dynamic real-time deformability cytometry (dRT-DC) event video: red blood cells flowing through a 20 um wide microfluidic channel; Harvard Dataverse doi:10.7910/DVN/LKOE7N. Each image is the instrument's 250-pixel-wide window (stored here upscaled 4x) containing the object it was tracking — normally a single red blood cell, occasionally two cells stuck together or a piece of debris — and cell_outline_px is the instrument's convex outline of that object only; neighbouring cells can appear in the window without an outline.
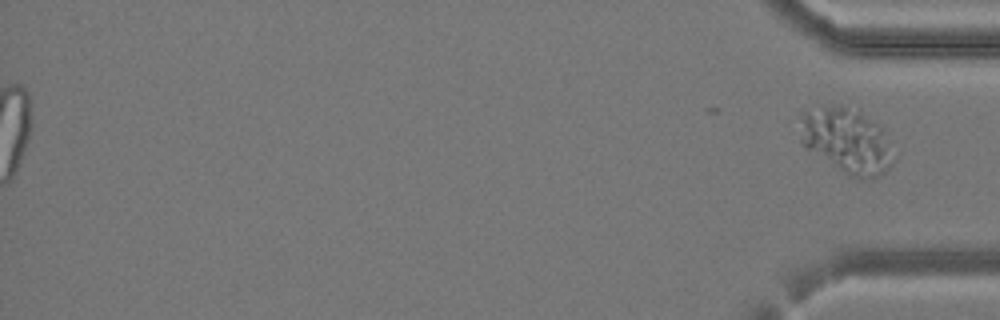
{"species": "common noctule bat (a hibernating species)", "species_latin": "Nyctalus noctula", "temperature_condition": "cold", "stored_images_in_passage": 31, "segment_of_instrument_passage": [2, 2], "camera_frame_rate_fps": 3000, "um_per_image_px": 0.085, "animal": {"sex": "female", "body_mass_g": 24.6, "forearm_length_mm": 56.2}, "frame": {"image": 1, "passage_image": 31, "time_ms": 10.0, "image_size_px": [1000, 320], "cell_outline_px": [[896, 160], [884, 172], [876, 176], [860, 180], [844, 172], [804, 148], [800, 144], [800, 116], [804, 112], [824, 108], [860, 108], [880, 128], [896, 156]], "centroid_in_image_um": [71.98, 11.99], "position_along_channel_um": 363.2, "area_um2": 35.08}}